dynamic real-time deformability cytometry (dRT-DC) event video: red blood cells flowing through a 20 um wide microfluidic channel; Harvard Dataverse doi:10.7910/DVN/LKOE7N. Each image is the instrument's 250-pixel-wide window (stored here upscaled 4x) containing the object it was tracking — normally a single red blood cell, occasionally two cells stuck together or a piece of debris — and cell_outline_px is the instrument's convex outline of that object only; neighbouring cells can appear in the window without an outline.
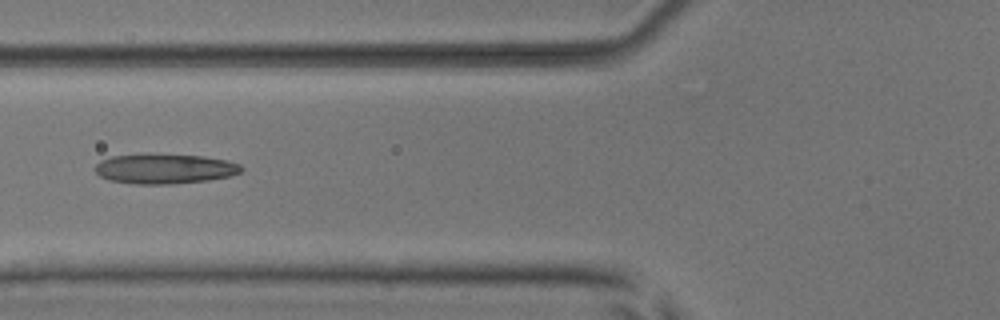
{"species": "common noctule bat (a hibernating species)", "species_latin": "Nyctalus noctula", "temperature_condition": "room temperature", "stored_images_in_passage": 7, "camera_frame_rate_fps": 3000, "um_per_image_px": 0.085, "animal": {"sex": "male", "body_mass_g": 17.9, "forearm_length_mm": 54.2}, "frame": {"image": 1, "passage_image": 6, "time_ms": 1.667, "image_size_px": [1000, 320], "cell_outline_px": [[244, 168], [240, 172], [232, 176], [208, 180], [172, 184], [136, 184], [108, 180], [100, 176], [96, 172], [96, 164], [100, 160], [112, 156], [204, 156], [224, 160], [240, 164]], "centroid_in_image_um": [14.03, 14.38], "position_along_channel_um": 111.8, "area_um2": 24.74}}
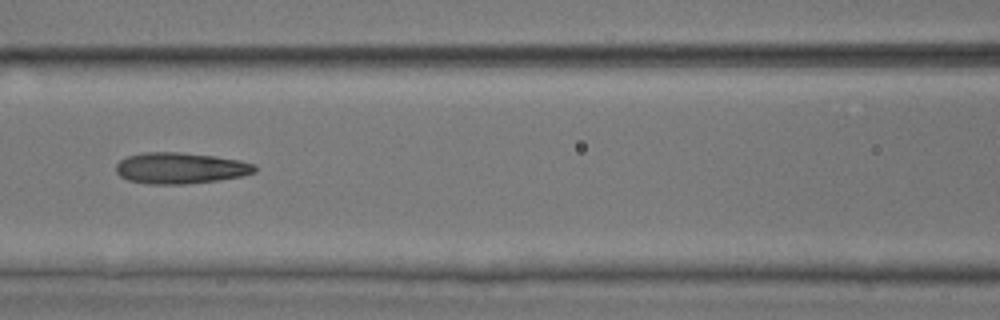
{"frame": {"image": 2, "passage_image": 7, "time_ms": 2.0, "image_size_px": [1000, 320], "cell_outline_px": [[256, 172], [240, 176], [220, 180], [184, 184], [148, 184], [128, 180], [120, 176], [116, 172], [116, 164], [120, 160], [128, 156], [144, 152], [180, 152], [216, 156], [240, 160], [256, 164]], "centroid_in_image_um": [15.34, 14.28], "position_along_channel_um": 151.3, "area_um2": 25.32}}